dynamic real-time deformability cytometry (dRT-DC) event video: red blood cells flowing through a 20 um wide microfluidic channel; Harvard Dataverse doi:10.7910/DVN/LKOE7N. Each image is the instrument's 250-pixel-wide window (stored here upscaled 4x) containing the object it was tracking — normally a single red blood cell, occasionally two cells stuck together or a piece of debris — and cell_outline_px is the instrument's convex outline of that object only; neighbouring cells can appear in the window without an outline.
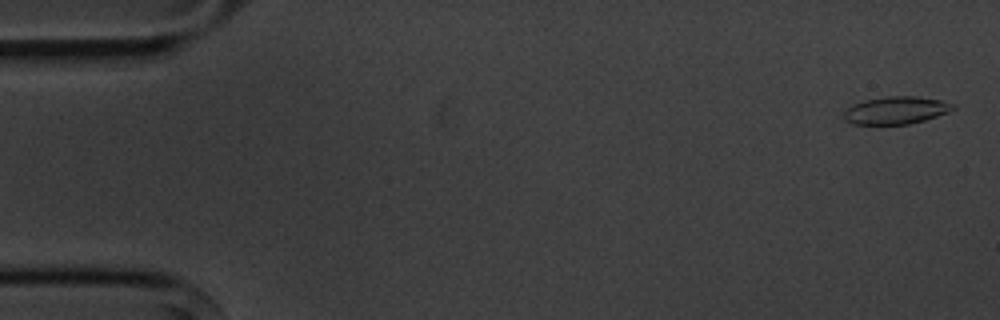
{"species": "common noctule bat (a hibernating species)", "species_latin": "Nyctalus noctula", "temperature_condition": "cold", "stored_images_in_passage": 5, "camera_frame_rate_fps": 3000, "um_per_image_px": 0.085, "animal": {"sex": "male", "body_mass_g": 20.1, "forearm_length_mm": 53.5}, "frame": {"image": 1, "passage_image": 1, "time_ms": 0.0, "image_size_px": [1000, 320], "cell_outline_px": [[956, 108], [948, 112], [924, 120], [908, 124], [852, 124], [844, 120], [844, 112], [848, 108], [864, 100], [888, 96], [916, 96], [940, 100], [956, 104]], "centroid_in_image_um": [76.18, 9.37], "position_along_channel_um": 8.8, "area_um2": 17.4}}